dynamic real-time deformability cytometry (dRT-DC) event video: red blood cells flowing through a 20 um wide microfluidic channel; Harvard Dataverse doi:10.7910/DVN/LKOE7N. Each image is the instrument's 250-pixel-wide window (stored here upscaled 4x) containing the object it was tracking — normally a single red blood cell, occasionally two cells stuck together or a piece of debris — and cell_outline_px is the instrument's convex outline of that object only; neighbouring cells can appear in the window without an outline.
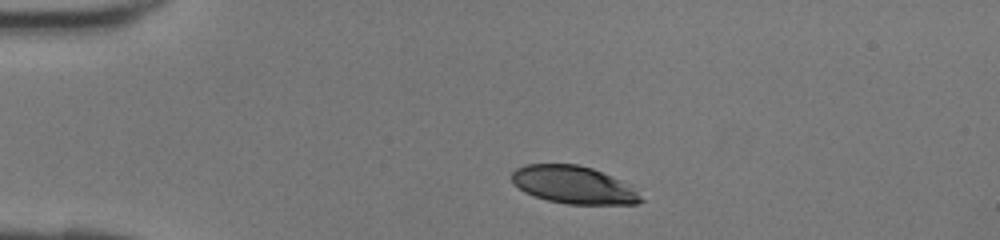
{"species": "human", "species_latin": "Homo sapiens", "temperature_condition": "room temperature", "stored_images_in_passage": 34, "camera_frame_rate_fps": 3000, "um_per_image_px": 0.085, "donor": {"sex": "female"}, "frame": {"image": 1, "passage_image": 1, "time_ms": 0.0, "image_size_px": [1000, 240], "cell_outline_px": [[644, 200], [636, 204], [568, 204], [548, 200], [524, 192], [512, 180], [512, 172], [516, 168], [524, 164], [576, 164], [592, 168], [632, 184]], "centroid_in_image_um": [48.8, 15.71], "position_along_channel_um": 36.2, "area_um2": 28.38}}
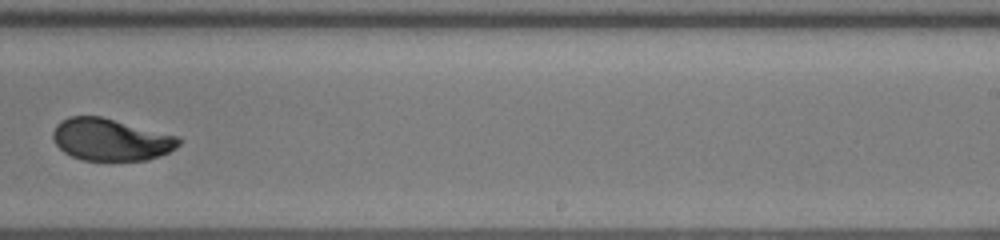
{"frame": {"image": 2, "passage_image": 19, "time_ms": 6.0, "image_size_px": [1000, 240], "cell_outline_px": [[184, 140], [176, 148], [160, 156], [148, 160], [84, 160], [72, 156], [64, 152], [56, 144], [52, 136], [52, 132], [56, 124], [60, 120], [68, 116], [100, 116], [176, 136]], "centroid_in_image_um": [9.4, 11.86], "position_along_channel_um": 279.6, "area_um2": 30.75}}
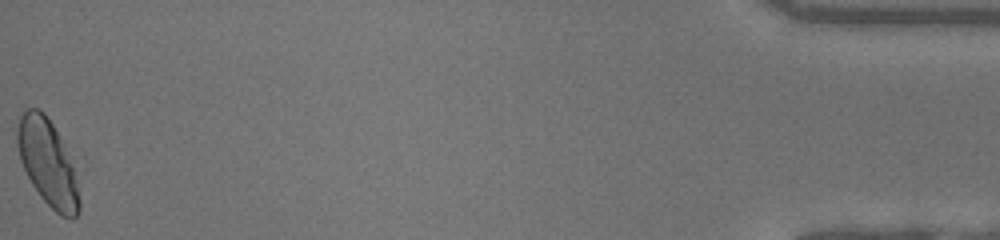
{"frame": {"image": 3, "passage_image": 34, "time_ms": 11.0, "image_size_px": [1000, 240], "cell_outline_px": [[80, 212], [76, 216], [68, 220], [60, 216], [40, 196], [32, 184], [20, 160], [12, 128], [20, 116], [28, 108], [40, 108], [44, 112], [60, 136], [72, 168], [80, 200]], "centroid_in_image_um": [3.98, 13.79], "position_along_channel_um": 431.2, "area_um2": 31.15}}